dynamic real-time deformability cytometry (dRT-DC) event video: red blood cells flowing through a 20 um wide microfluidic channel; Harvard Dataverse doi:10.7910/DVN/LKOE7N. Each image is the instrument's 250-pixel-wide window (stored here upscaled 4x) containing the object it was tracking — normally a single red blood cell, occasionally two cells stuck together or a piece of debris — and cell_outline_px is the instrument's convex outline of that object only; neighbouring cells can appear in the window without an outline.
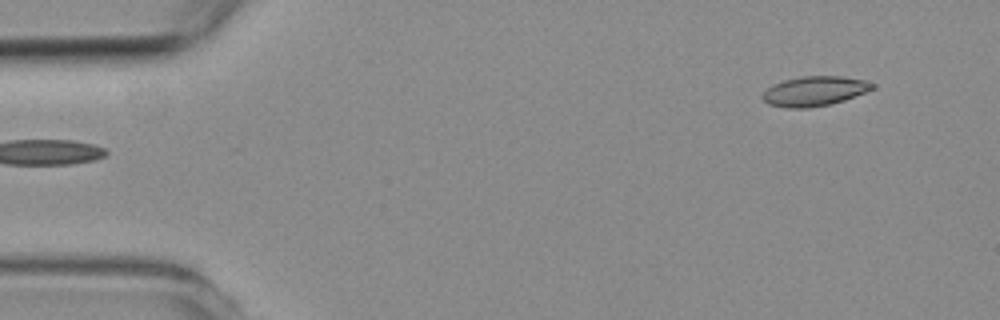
{"species": "common noctule bat (a hibernating species)", "species_latin": "Nyctalus noctula", "temperature_condition": "room temperature", "stored_images_in_passage": 5, "camera_frame_rate_fps": 3000, "um_per_image_px": 0.085, "animal": {"sex": "female", "body_mass_g": 19.3, "forearm_length_mm": 54.1}, "frame": {"image": 1, "passage_image": 1, "time_ms": 0.0, "image_size_px": [1000, 320], "cell_outline_px": [[876, 88], [844, 100], [828, 104], [808, 108], [788, 108], [768, 104], [760, 96], [772, 84], [784, 80], [804, 76], [840, 76], [864, 80], [876, 84]], "centroid_in_image_um": [69.23, 7.74], "position_along_channel_um": 15.8, "area_um2": 18.96}}
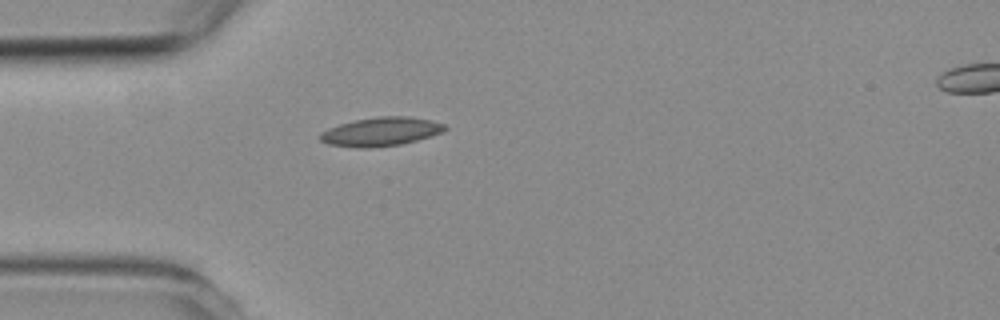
{"frame": {"image": 2, "passage_image": 4, "time_ms": 3.333, "image_size_px": [1000, 320], "cell_outline_px": [[448, 128], [444, 132], [416, 140], [400, 144], [368, 148], [356, 148], [328, 144], [320, 140], [320, 132], [328, 128], [340, 124], [356, 120], [380, 116], [404, 116], [428, 120], [444, 124]], "centroid_in_image_um": [32.35, 11.2], "position_along_channel_um": 52.6, "area_um2": 20.69}}